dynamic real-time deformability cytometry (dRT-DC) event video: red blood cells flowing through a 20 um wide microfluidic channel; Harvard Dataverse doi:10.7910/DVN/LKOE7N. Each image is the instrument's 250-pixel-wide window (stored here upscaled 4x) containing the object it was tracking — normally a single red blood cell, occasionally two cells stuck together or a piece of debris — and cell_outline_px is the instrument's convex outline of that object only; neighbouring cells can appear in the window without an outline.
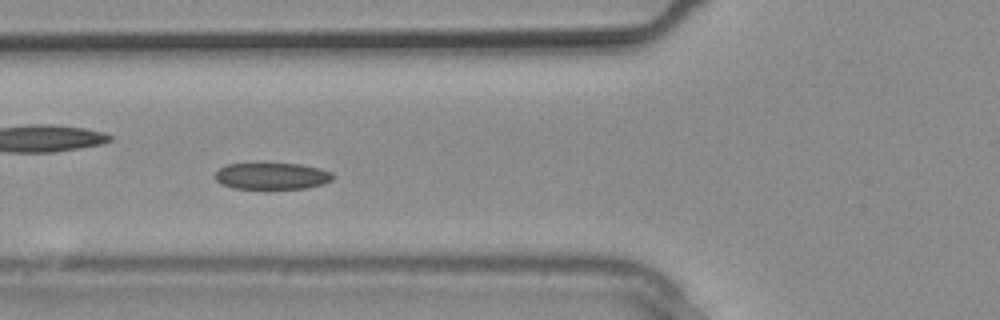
{"species": "common noctule bat (a hibernating species)", "species_latin": "Nyctalus noctula", "temperature_condition": "warm", "stored_images_in_passage": 9, "camera_frame_rate_fps": 3000, "um_per_image_px": 0.085, "animal": {"sex": "male", "body_mass_g": 20.4}, "frame": {"image": 1, "passage_image": 4, "time_ms": 1.0, "image_size_px": [1000, 320], "cell_outline_px": [[332, 180], [324, 184], [304, 188], [232, 188], [220, 184], [216, 180], [216, 172], [220, 168], [228, 164], [300, 164], [320, 168], [332, 172]], "centroid_in_image_um": [23.12, 14.96], "position_along_channel_um": 102.7, "area_um2": 18.03}}